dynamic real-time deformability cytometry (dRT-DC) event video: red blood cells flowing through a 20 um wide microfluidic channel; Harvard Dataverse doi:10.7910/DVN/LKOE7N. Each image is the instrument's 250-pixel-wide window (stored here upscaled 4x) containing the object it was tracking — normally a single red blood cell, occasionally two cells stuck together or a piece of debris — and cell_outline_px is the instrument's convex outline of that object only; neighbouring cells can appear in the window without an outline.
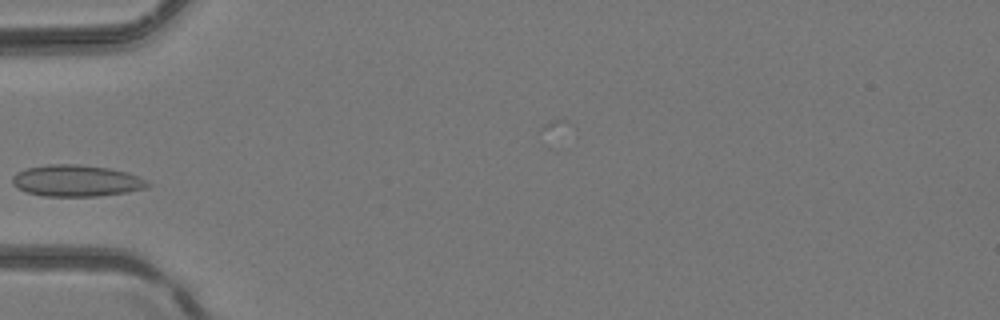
{"species": "common noctule bat (a hibernating species)", "species_latin": "Nyctalus noctula", "temperature_condition": "room temperature", "stored_images_in_passage": 2, "camera_frame_rate_fps": 3000, "um_per_image_px": 0.085, "animal": {"sex": "female", "body_mass_g": 24.6, "forearm_length_mm": 56.2}, "frame": {"image": 1, "passage_image": 2, "time_ms": 0.333, "image_size_px": [1000, 320], "cell_outline_px": [[152, 184], [148, 188], [128, 192], [96, 196], [44, 196], [28, 192], [12, 184], [12, 176], [16, 172], [24, 168], [48, 164], [80, 164], [108, 168], [128, 172]], "centroid_in_image_um": [6.49, 15.35], "position_along_channel_um": 78.5, "area_um2": 24.91}}